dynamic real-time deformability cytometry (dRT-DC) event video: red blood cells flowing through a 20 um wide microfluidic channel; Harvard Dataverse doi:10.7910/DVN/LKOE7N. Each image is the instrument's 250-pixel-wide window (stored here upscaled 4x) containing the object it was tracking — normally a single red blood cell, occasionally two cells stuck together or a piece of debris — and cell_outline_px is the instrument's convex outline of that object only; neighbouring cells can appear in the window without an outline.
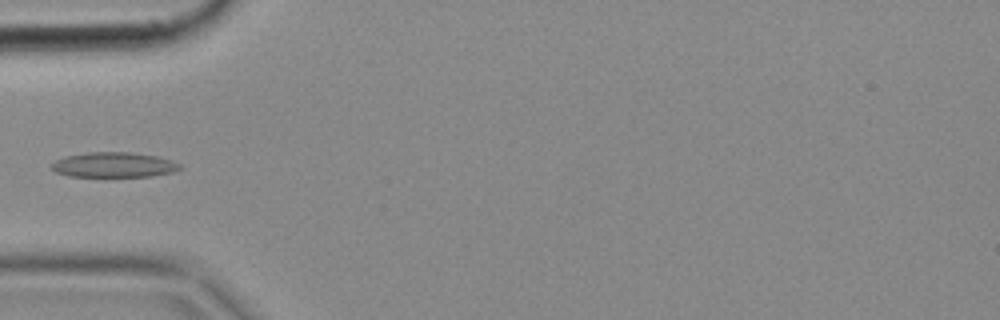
{"species": "common noctule bat (a hibernating species)", "species_latin": "Nyctalus noctula", "temperature_condition": "cold", "stored_images_in_passage": 4, "camera_frame_rate_fps": 3000, "um_per_image_px": 0.085, "animal": {"sex": "female", "body_mass_g": 18.4}, "frame": {"image": 1, "passage_image": 4, "time_ms": 1.0, "image_size_px": [1000, 320], "cell_outline_px": [[184, 168], [172, 172], [152, 176], [68, 176], [56, 172], [52, 168], [52, 164], [56, 160], [64, 156], [88, 152], [128, 152], [156, 156], [172, 160], [184, 164]], "centroid_in_image_um": [9.73, 14.0], "position_along_channel_um": 75.3, "area_um2": 18.79}}